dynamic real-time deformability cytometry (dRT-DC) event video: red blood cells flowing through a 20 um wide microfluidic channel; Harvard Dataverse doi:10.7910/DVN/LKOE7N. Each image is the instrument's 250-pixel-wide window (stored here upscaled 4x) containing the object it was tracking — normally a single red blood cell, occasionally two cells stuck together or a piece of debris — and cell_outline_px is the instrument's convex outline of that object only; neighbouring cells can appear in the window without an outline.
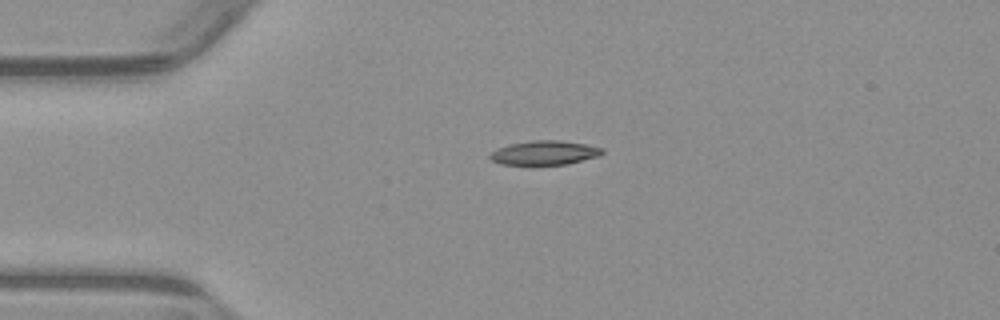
{"species": "common noctule bat (a hibernating species)", "species_latin": "Nyctalus noctula", "temperature_condition": "warm", "stored_images_in_passage": 42, "camera_frame_rate_fps": 3000, "um_per_image_px": 0.085, "animal": {"sex": "male", "body_mass_g": 23.1, "forearm_length_mm": 52.7}, "frame": {"image": 1, "passage_image": 1, "time_ms": 0.0, "image_size_px": [1000, 320], "cell_outline_px": [[604, 152], [600, 156], [568, 164], [500, 164], [492, 160], [488, 156], [496, 148], [512, 144], [532, 140], [560, 140], [584, 144], [604, 148]], "centroid_in_image_um": [46.31, 12.98], "position_along_channel_um": 38.7, "area_um2": 15.72}}
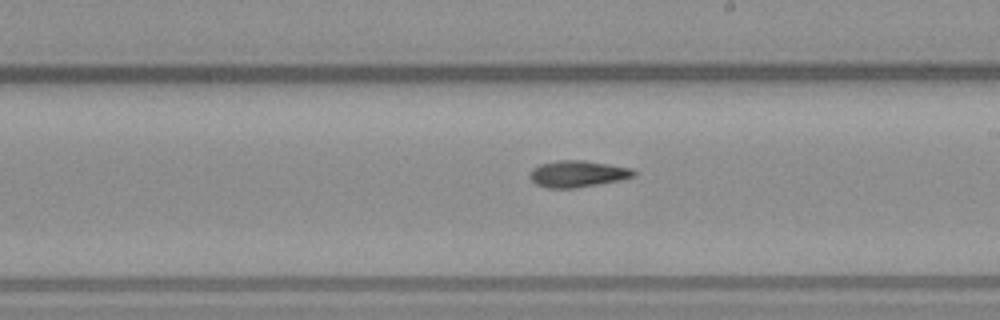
{"frame": {"image": 2, "passage_image": 19, "time_ms": 6.0, "image_size_px": [1000, 320], "cell_outline_px": [[636, 176], [620, 180], [572, 188], [548, 188], [536, 184], [528, 176], [532, 168], [540, 164], [560, 160], [584, 160], [632, 168], [636, 172]], "centroid_in_image_um": [49.09, 14.77], "position_along_channel_um": 239.9, "area_um2": 16.01}}
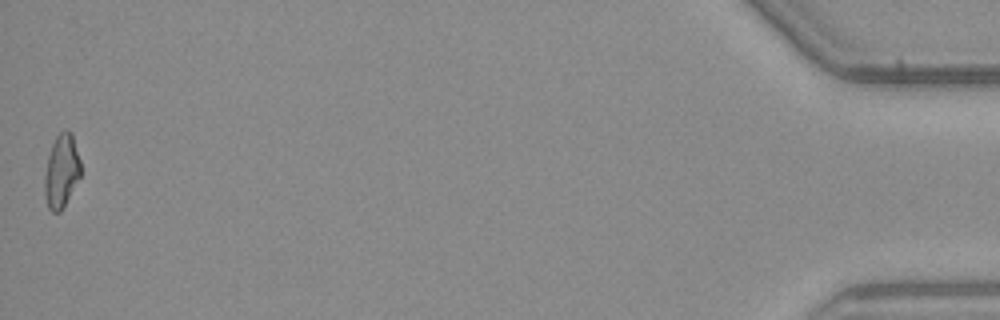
{"frame": {"image": 3, "passage_image": 42, "time_ms": 13.667, "image_size_px": [1000, 320], "cell_outline_px": [[80, 176], [60, 212], [52, 212], [48, 208], [44, 192], [44, 176], [48, 156], [52, 144], [56, 136], [64, 128], [68, 128], [72, 132], [80, 160]], "centroid_in_image_um": [5.21, 14.49], "position_along_channel_um": 430.0, "area_um2": 15.43}, "authors_computed_cell_mechanics": {"area_um2": 15.5193, "velocity_mm_per_s": 3.8362, "shape_relaxation_time_tau1_ms": 7.1774, "shape_relaxation_time_tau2_ms": 4.8817, "deformation_change_tau1": 0.2103, "deformation_change_tau2": 0.1394}}